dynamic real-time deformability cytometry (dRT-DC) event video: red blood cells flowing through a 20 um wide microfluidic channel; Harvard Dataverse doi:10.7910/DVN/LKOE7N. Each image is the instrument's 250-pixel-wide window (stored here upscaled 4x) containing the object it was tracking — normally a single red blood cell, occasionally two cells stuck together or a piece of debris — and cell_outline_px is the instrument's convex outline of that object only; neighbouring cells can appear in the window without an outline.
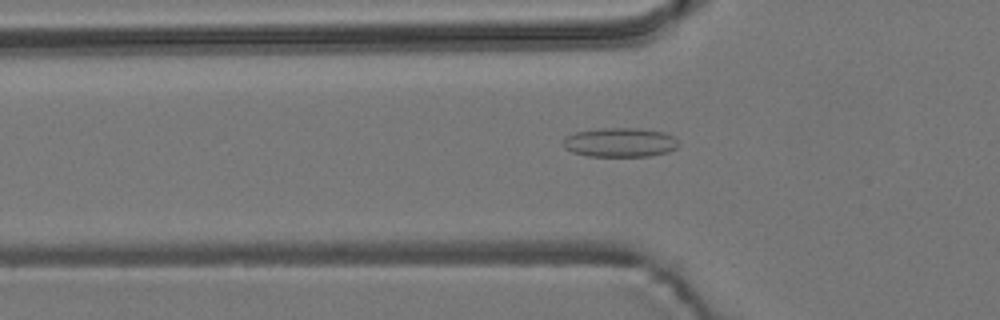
{"species": "common noctule bat (a hibernating species)", "species_latin": "Nyctalus noctula", "temperature_condition": "room temperature", "stored_images_in_passage": 49, "camera_frame_rate_fps": 3000, "um_per_image_px": 0.085, "animal": {"sex": "male", "body_mass_g": 19.2, "forearm_length_mm": 51.8}, "frame": {"image": 1, "passage_image": 18, "time_ms": 5.667, "image_size_px": [1000, 320], "cell_outline_px": [[680, 144], [676, 148], [668, 152], [648, 156], [588, 156], [572, 152], [564, 148], [564, 136], [576, 132], [600, 128], [640, 128], [664, 132], [672, 136]], "centroid_in_image_um": [52.69, 12.1], "position_along_channel_um": 73.1, "area_um2": 19.71}}
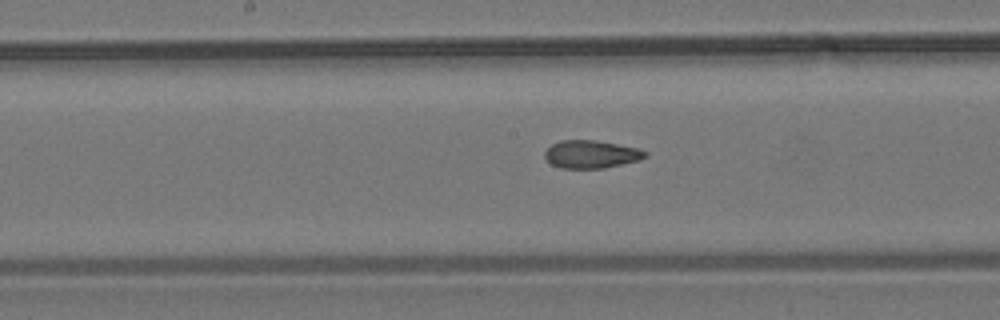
{"frame": {"image": 2, "passage_image": 28, "time_ms": 9.0, "image_size_px": [1000, 320], "cell_outline_px": [[648, 156], [640, 160], [604, 168], [560, 168], [552, 164], [544, 156], [544, 152], [552, 144], [560, 140], [592, 140], [640, 148], [648, 152]], "centroid_in_image_um": [50.28, 13.11], "position_along_channel_um": 197.9, "area_um2": 16.3}}
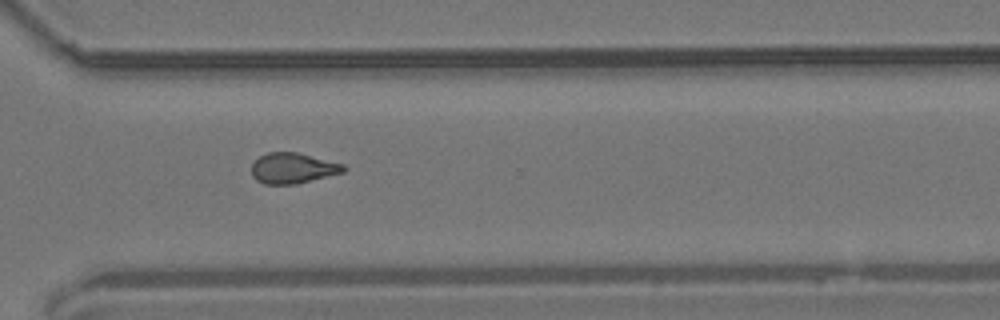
{"frame": {"image": 3, "passage_image": 40, "time_ms": 13.0, "image_size_px": [1000, 320], "cell_outline_px": [[348, 168], [344, 172], [296, 184], [264, 184], [256, 180], [252, 176], [252, 164], [260, 156], [268, 152], [296, 152], [344, 164]], "centroid_in_image_um": [24.9, 14.3], "position_along_channel_um": 345.7, "area_um2": 16.36}, "authors_computed_cell_mechanics": {"area_um2": 16.7042, "velocity_mm_per_s": 3.7115, "shape_relaxation_time_tau1_ms": null, "shape_relaxation_time_tau2_ms": 2.7503, "deformation_change_tau1": null, "deformation_change_tau2": 0.1052}}